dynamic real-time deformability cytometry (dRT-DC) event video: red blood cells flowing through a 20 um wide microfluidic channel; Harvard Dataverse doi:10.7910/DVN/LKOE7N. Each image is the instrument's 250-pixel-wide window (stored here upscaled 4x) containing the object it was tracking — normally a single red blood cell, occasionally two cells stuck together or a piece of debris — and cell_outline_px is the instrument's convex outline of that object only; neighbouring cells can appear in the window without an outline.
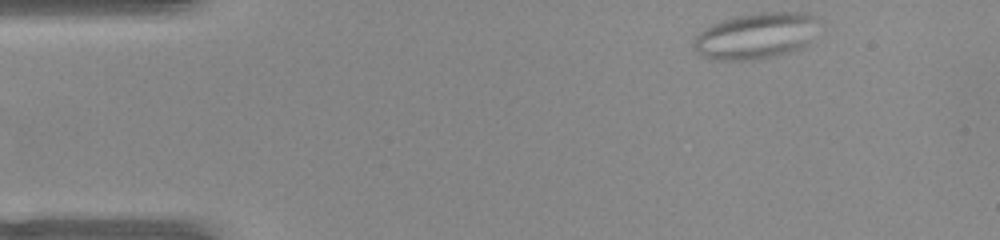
{"species": "common noctule bat (a hibernating species)", "species_latin": "Nyctalus noctula", "temperature_condition": "warm", "stored_images_in_passage": 46, "camera_frame_rate_fps": 3000, "um_per_image_px": 0.085, "animal": {"sex": "female", "body_mass_g": 22.0, "forearm_length_mm": 56.7}, "frame": {"image": 1, "passage_image": 1, "time_ms": 0.0, "image_size_px": [1000, 240], "cell_outline_px": [[816, 16], [808, 44], [804, 48], [772, 56], [748, 60], [716, 60], [704, 56], [696, 52], [696, 36], [704, 28], [712, 24], [732, 16], [760, 12], [804, 12]], "centroid_in_image_um": [64.22, 3.03], "position_along_channel_um": 20.8, "area_um2": 33.06}}
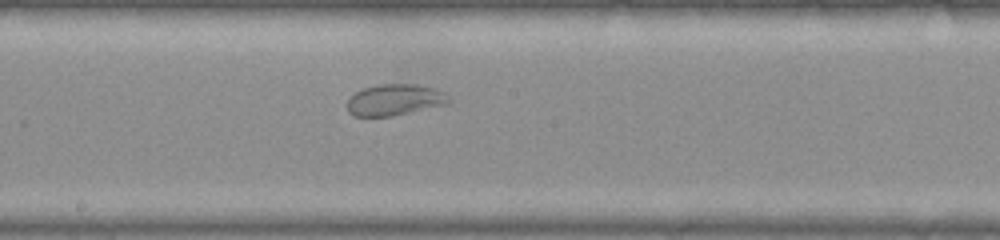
{"frame": {"image": 2, "passage_image": 22, "time_ms": 7.0, "image_size_px": [1000, 240], "cell_outline_px": [[452, 100], [448, 104], [392, 116], [352, 116], [348, 112], [348, 100], [356, 92], [364, 88], [380, 84], [416, 84], [436, 88], [444, 92]], "centroid_in_image_um": [33.59, 8.48], "position_along_channel_um": 214.6, "area_um2": 18.55}}
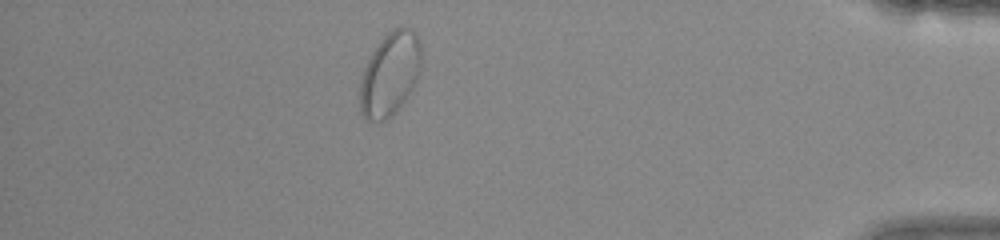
{"frame": {"image": 3, "passage_image": 40, "time_ms": 13.0, "image_size_px": [1000, 240], "cell_outline_px": [[420, 64], [416, 80], [412, 88], [404, 100], [392, 116], [384, 120], [368, 120], [360, 112], [360, 80], [364, 68], [372, 52], [380, 40], [392, 28], [400, 24], [404, 24], [412, 28], [420, 40]], "centroid_in_image_um": [33.14, 6.23], "position_along_channel_um": 402.1, "area_um2": 29.82}, "authors_computed_cell_mechanics": {"area_um2": 26.0967, "velocity_mm_per_s": 3.9196, "shape_relaxation_time_tau1_ms": null, "shape_relaxation_time_tau2_ms": 1.2814, "deformation_change_tau1": null, "deformation_change_tau2": 0.0504}}